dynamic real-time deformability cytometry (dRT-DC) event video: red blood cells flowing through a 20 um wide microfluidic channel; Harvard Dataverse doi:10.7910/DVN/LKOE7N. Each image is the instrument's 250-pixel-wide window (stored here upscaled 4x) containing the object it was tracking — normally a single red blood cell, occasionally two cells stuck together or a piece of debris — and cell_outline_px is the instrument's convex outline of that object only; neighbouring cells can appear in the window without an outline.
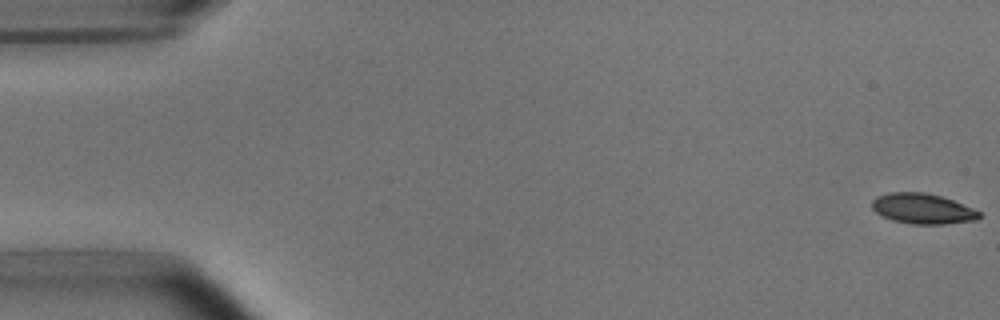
{"species": "common noctule bat (a hibernating species)", "species_latin": "Nyctalus noctula", "temperature_condition": "room temperature", "stored_images_in_passage": 7, "camera_frame_rate_fps": 3000, "um_per_image_px": 0.085, "animal": {"sex": "male", "body_mass_g": 15.6}, "frame": {"image": 1, "passage_image": 1, "time_ms": 0.0, "image_size_px": [1000, 320], "cell_outline_px": [[980, 216], [976, 220], [944, 224], [912, 224], [892, 220], [876, 212], [872, 208], [872, 200], [876, 196], [888, 192], [924, 192], [940, 196], [952, 200], [972, 208], [980, 212]], "centroid_in_image_um": [78.39, 17.73], "position_along_channel_um": 6.6, "area_um2": 18.84}}
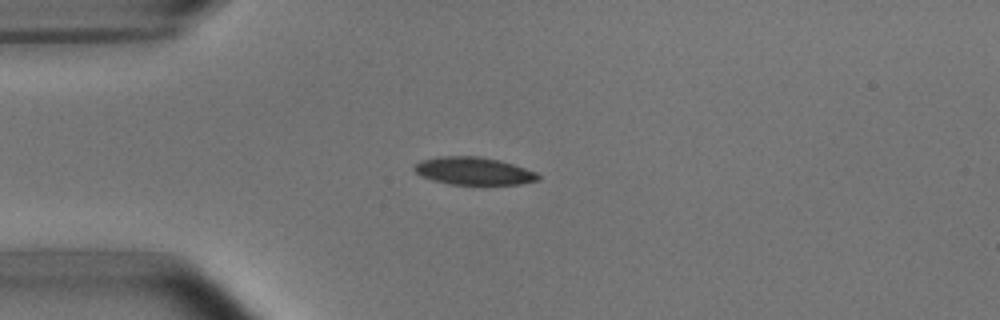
{"frame": {"image": 2, "passage_image": 4, "time_ms": 4.333, "image_size_px": [1000, 320], "cell_outline_px": [[540, 180], [520, 184], [484, 188], [480, 188], [448, 184], [432, 180], [420, 176], [412, 168], [420, 160], [440, 156], [480, 156], [500, 160], [536, 172], [540, 176]], "centroid_in_image_um": [40.28, 14.59], "position_along_channel_um": 44.7, "area_um2": 21.1}}
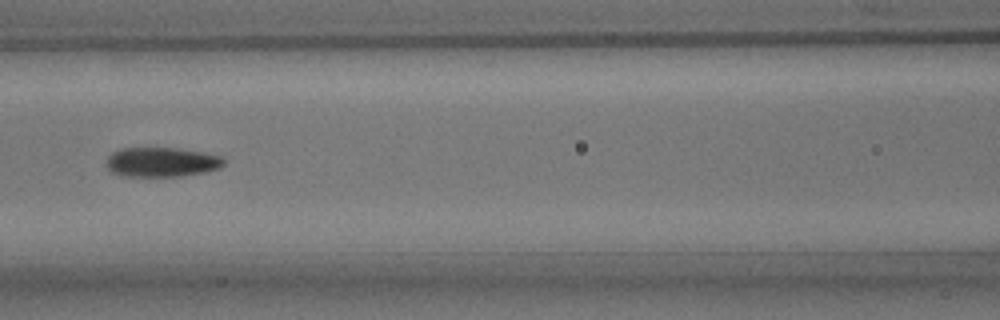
{"frame": {"image": 3, "passage_image": 7, "time_ms": 7.667, "image_size_px": [1000, 320], "cell_outline_px": [[224, 164], [220, 168], [208, 172], [180, 176], [124, 176], [112, 172], [108, 168], [108, 156], [112, 152], [120, 148], [176, 148], [200, 152], [220, 156], [224, 160]], "centroid_in_image_um": [13.75, 13.78], "position_along_channel_um": 152.8, "area_um2": 20.11}}